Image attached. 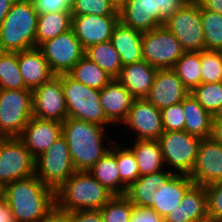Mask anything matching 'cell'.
<instances>
[{"label":"cell","instance_id":"bcb514c9","mask_svg":"<svg viewBox=\"0 0 222 222\" xmlns=\"http://www.w3.org/2000/svg\"><path fill=\"white\" fill-rule=\"evenodd\" d=\"M67 215L70 222H104L100 209L72 211Z\"/></svg>","mask_w":222,"mask_h":222},{"label":"cell","instance_id":"83f0119b","mask_svg":"<svg viewBox=\"0 0 222 222\" xmlns=\"http://www.w3.org/2000/svg\"><path fill=\"white\" fill-rule=\"evenodd\" d=\"M185 113V131L201 139L209 138L213 116L189 93L182 101Z\"/></svg>","mask_w":222,"mask_h":222},{"label":"cell","instance_id":"ffe728a7","mask_svg":"<svg viewBox=\"0 0 222 222\" xmlns=\"http://www.w3.org/2000/svg\"><path fill=\"white\" fill-rule=\"evenodd\" d=\"M99 98L103 113L111 125L126 120L135 99L118 79H112L103 87Z\"/></svg>","mask_w":222,"mask_h":222},{"label":"cell","instance_id":"603a6c76","mask_svg":"<svg viewBox=\"0 0 222 222\" xmlns=\"http://www.w3.org/2000/svg\"><path fill=\"white\" fill-rule=\"evenodd\" d=\"M18 64L25 85L31 91L55 75L38 47L18 52Z\"/></svg>","mask_w":222,"mask_h":222},{"label":"cell","instance_id":"7c38bea8","mask_svg":"<svg viewBox=\"0 0 222 222\" xmlns=\"http://www.w3.org/2000/svg\"><path fill=\"white\" fill-rule=\"evenodd\" d=\"M55 75L68 73L85 55L81 42L70 29L38 47Z\"/></svg>","mask_w":222,"mask_h":222},{"label":"cell","instance_id":"9c48e42d","mask_svg":"<svg viewBox=\"0 0 222 222\" xmlns=\"http://www.w3.org/2000/svg\"><path fill=\"white\" fill-rule=\"evenodd\" d=\"M184 50L174 34L164 25L142 34V55L157 69H172Z\"/></svg>","mask_w":222,"mask_h":222},{"label":"cell","instance_id":"ee69618b","mask_svg":"<svg viewBox=\"0 0 222 222\" xmlns=\"http://www.w3.org/2000/svg\"><path fill=\"white\" fill-rule=\"evenodd\" d=\"M159 1V24L165 21L178 9L183 8L191 0H158Z\"/></svg>","mask_w":222,"mask_h":222},{"label":"cell","instance_id":"c3c4849f","mask_svg":"<svg viewBox=\"0 0 222 222\" xmlns=\"http://www.w3.org/2000/svg\"><path fill=\"white\" fill-rule=\"evenodd\" d=\"M0 222H16L6 199L0 201Z\"/></svg>","mask_w":222,"mask_h":222},{"label":"cell","instance_id":"ab89813d","mask_svg":"<svg viewBox=\"0 0 222 222\" xmlns=\"http://www.w3.org/2000/svg\"><path fill=\"white\" fill-rule=\"evenodd\" d=\"M202 83L222 82V51H201Z\"/></svg>","mask_w":222,"mask_h":222},{"label":"cell","instance_id":"d590c367","mask_svg":"<svg viewBox=\"0 0 222 222\" xmlns=\"http://www.w3.org/2000/svg\"><path fill=\"white\" fill-rule=\"evenodd\" d=\"M191 95L212 116L219 115L222 111V82L201 83L194 88Z\"/></svg>","mask_w":222,"mask_h":222},{"label":"cell","instance_id":"30bf717a","mask_svg":"<svg viewBox=\"0 0 222 222\" xmlns=\"http://www.w3.org/2000/svg\"><path fill=\"white\" fill-rule=\"evenodd\" d=\"M180 42L185 52H201L205 39L201 22V7L195 1H189L178 9L164 23Z\"/></svg>","mask_w":222,"mask_h":222},{"label":"cell","instance_id":"8fae6325","mask_svg":"<svg viewBox=\"0 0 222 222\" xmlns=\"http://www.w3.org/2000/svg\"><path fill=\"white\" fill-rule=\"evenodd\" d=\"M35 163L19 137L0 138V181L8 184L35 175Z\"/></svg>","mask_w":222,"mask_h":222},{"label":"cell","instance_id":"f546056e","mask_svg":"<svg viewBox=\"0 0 222 222\" xmlns=\"http://www.w3.org/2000/svg\"><path fill=\"white\" fill-rule=\"evenodd\" d=\"M72 29L71 12H51L38 15L36 47Z\"/></svg>","mask_w":222,"mask_h":222},{"label":"cell","instance_id":"2e32d148","mask_svg":"<svg viewBox=\"0 0 222 222\" xmlns=\"http://www.w3.org/2000/svg\"><path fill=\"white\" fill-rule=\"evenodd\" d=\"M119 16L82 15L72 16V29L84 50L111 40Z\"/></svg>","mask_w":222,"mask_h":222},{"label":"cell","instance_id":"3957f363","mask_svg":"<svg viewBox=\"0 0 222 222\" xmlns=\"http://www.w3.org/2000/svg\"><path fill=\"white\" fill-rule=\"evenodd\" d=\"M113 196L89 171H75L55 191L56 209L65 213L101 209Z\"/></svg>","mask_w":222,"mask_h":222},{"label":"cell","instance_id":"4dcf8cb0","mask_svg":"<svg viewBox=\"0 0 222 222\" xmlns=\"http://www.w3.org/2000/svg\"><path fill=\"white\" fill-rule=\"evenodd\" d=\"M85 56L95 62L113 79H117L123 67L118 51L111 41L98 43L85 50Z\"/></svg>","mask_w":222,"mask_h":222},{"label":"cell","instance_id":"8992f818","mask_svg":"<svg viewBox=\"0 0 222 222\" xmlns=\"http://www.w3.org/2000/svg\"><path fill=\"white\" fill-rule=\"evenodd\" d=\"M32 117L31 90L0 89V138L20 137Z\"/></svg>","mask_w":222,"mask_h":222},{"label":"cell","instance_id":"f5cc1de1","mask_svg":"<svg viewBox=\"0 0 222 222\" xmlns=\"http://www.w3.org/2000/svg\"><path fill=\"white\" fill-rule=\"evenodd\" d=\"M6 198V184L0 181V201Z\"/></svg>","mask_w":222,"mask_h":222},{"label":"cell","instance_id":"7bdbcfd3","mask_svg":"<svg viewBox=\"0 0 222 222\" xmlns=\"http://www.w3.org/2000/svg\"><path fill=\"white\" fill-rule=\"evenodd\" d=\"M34 9L40 14L51 12H71L72 9L63 0H30Z\"/></svg>","mask_w":222,"mask_h":222},{"label":"cell","instance_id":"cb8c5ba5","mask_svg":"<svg viewBox=\"0 0 222 222\" xmlns=\"http://www.w3.org/2000/svg\"><path fill=\"white\" fill-rule=\"evenodd\" d=\"M157 68L141 60L122 67L117 78L136 98H145L151 90Z\"/></svg>","mask_w":222,"mask_h":222},{"label":"cell","instance_id":"4fadbf2b","mask_svg":"<svg viewBox=\"0 0 222 222\" xmlns=\"http://www.w3.org/2000/svg\"><path fill=\"white\" fill-rule=\"evenodd\" d=\"M33 116L40 119L63 122L68 117L62 85V74L32 91Z\"/></svg>","mask_w":222,"mask_h":222},{"label":"cell","instance_id":"4316f807","mask_svg":"<svg viewBox=\"0 0 222 222\" xmlns=\"http://www.w3.org/2000/svg\"><path fill=\"white\" fill-rule=\"evenodd\" d=\"M114 143L115 146H111L110 151L100 158L89 172L113 195H126L128 187L120 178L116 160V141Z\"/></svg>","mask_w":222,"mask_h":222},{"label":"cell","instance_id":"1f68e13d","mask_svg":"<svg viewBox=\"0 0 222 222\" xmlns=\"http://www.w3.org/2000/svg\"><path fill=\"white\" fill-rule=\"evenodd\" d=\"M68 74L80 83L97 90H101L113 79L85 55L72 67Z\"/></svg>","mask_w":222,"mask_h":222},{"label":"cell","instance_id":"44dd1931","mask_svg":"<svg viewBox=\"0 0 222 222\" xmlns=\"http://www.w3.org/2000/svg\"><path fill=\"white\" fill-rule=\"evenodd\" d=\"M165 222H209L206 186L193 185L180 205L164 218Z\"/></svg>","mask_w":222,"mask_h":222},{"label":"cell","instance_id":"d6a6232c","mask_svg":"<svg viewBox=\"0 0 222 222\" xmlns=\"http://www.w3.org/2000/svg\"><path fill=\"white\" fill-rule=\"evenodd\" d=\"M184 87L191 92L202 83L201 52H184L172 68Z\"/></svg>","mask_w":222,"mask_h":222},{"label":"cell","instance_id":"f1b7e54d","mask_svg":"<svg viewBox=\"0 0 222 222\" xmlns=\"http://www.w3.org/2000/svg\"><path fill=\"white\" fill-rule=\"evenodd\" d=\"M137 160L140 177L164 170L165 164L159 140H137L129 147Z\"/></svg>","mask_w":222,"mask_h":222},{"label":"cell","instance_id":"5bb4252c","mask_svg":"<svg viewBox=\"0 0 222 222\" xmlns=\"http://www.w3.org/2000/svg\"><path fill=\"white\" fill-rule=\"evenodd\" d=\"M136 132L137 140H158L164 132L161 111L146 98H136L123 122Z\"/></svg>","mask_w":222,"mask_h":222},{"label":"cell","instance_id":"74e56055","mask_svg":"<svg viewBox=\"0 0 222 222\" xmlns=\"http://www.w3.org/2000/svg\"><path fill=\"white\" fill-rule=\"evenodd\" d=\"M119 4L115 0H77L72 16L99 15L119 16Z\"/></svg>","mask_w":222,"mask_h":222},{"label":"cell","instance_id":"816d5d0a","mask_svg":"<svg viewBox=\"0 0 222 222\" xmlns=\"http://www.w3.org/2000/svg\"><path fill=\"white\" fill-rule=\"evenodd\" d=\"M16 0H0V26Z\"/></svg>","mask_w":222,"mask_h":222},{"label":"cell","instance_id":"681fc988","mask_svg":"<svg viewBox=\"0 0 222 222\" xmlns=\"http://www.w3.org/2000/svg\"><path fill=\"white\" fill-rule=\"evenodd\" d=\"M203 9L211 10L222 15V0H195Z\"/></svg>","mask_w":222,"mask_h":222},{"label":"cell","instance_id":"7dc6e473","mask_svg":"<svg viewBox=\"0 0 222 222\" xmlns=\"http://www.w3.org/2000/svg\"><path fill=\"white\" fill-rule=\"evenodd\" d=\"M210 138L222 145V117L213 116Z\"/></svg>","mask_w":222,"mask_h":222},{"label":"cell","instance_id":"f907efd6","mask_svg":"<svg viewBox=\"0 0 222 222\" xmlns=\"http://www.w3.org/2000/svg\"><path fill=\"white\" fill-rule=\"evenodd\" d=\"M40 222H70L67 213L61 212L56 208Z\"/></svg>","mask_w":222,"mask_h":222},{"label":"cell","instance_id":"e575fe53","mask_svg":"<svg viewBox=\"0 0 222 222\" xmlns=\"http://www.w3.org/2000/svg\"><path fill=\"white\" fill-rule=\"evenodd\" d=\"M205 50L222 51V15L201 7Z\"/></svg>","mask_w":222,"mask_h":222},{"label":"cell","instance_id":"f35d334b","mask_svg":"<svg viewBox=\"0 0 222 222\" xmlns=\"http://www.w3.org/2000/svg\"><path fill=\"white\" fill-rule=\"evenodd\" d=\"M116 160L121 181L129 188L140 177L136 157L129 147L120 148L116 142Z\"/></svg>","mask_w":222,"mask_h":222},{"label":"cell","instance_id":"9a60e30c","mask_svg":"<svg viewBox=\"0 0 222 222\" xmlns=\"http://www.w3.org/2000/svg\"><path fill=\"white\" fill-rule=\"evenodd\" d=\"M195 185L222 181V145L210 137L201 139L194 169L189 176Z\"/></svg>","mask_w":222,"mask_h":222},{"label":"cell","instance_id":"836d02e7","mask_svg":"<svg viewBox=\"0 0 222 222\" xmlns=\"http://www.w3.org/2000/svg\"><path fill=\"white\" fill-rule=\"evenodd\" d=\"M0 89H27L18 64V52L0 51Z\"/></svg>","mask_w":222,"mask_h":222},{"label":"cell","instance_id":"f6af8a7d","mask_svg":"<svg viewBox=\"0 0 222 222\" xmlns=\"http://www.w3.org/2000/svg\"><path fill=\"white\" fill-rule=\"evenodd\" d=\"M129 222H165V220L151 208L134 206Z\"/></svg>","mask_w":222,"mask_h":222},{"label":"cell","instance_id":"db71d44e","mask_svg":"<svg viewBox=\"0 0 222 222\" xmlns=\"http://www.w3.org/2000/svg\"><path fill=\"white\" fill-rule=\"evenodd\" d=\"M66 2V4L72 9L74 5L76 4L77 0H63Z\"/></svg>","mask_w":222,"mask_h":222},{"label":"cell","instance_id":"ac0fdd59","mask_svg":"<svg viewBox=\"0 0 222 222\" xmlns=\"http://www.w3.org/2000/svg\"><path fill=\"white\" fill-rule=\"evenodd\" d=\"M189 93L173 69H158L145 98L161 111L182 102Z\"/></svg>","mask_w":222,"mask_h":222},{"label":"cell","instance_id":"ba28073f","mask_svg":"<svg viewBox=\"0 0 222 222\" xmlns=\"http://www.w3.org/2000/svg\"><path fill=\"white\" fill-rule=\"evenodd\" d=\"M67 141L63 136L36 158L35 175L54 191L75 172Z\"/></svg>","mask_w":222,"mask_h":222},{"label":"cell","instance_id":"8d00e7d4","mask_svg":"<svg viewBox=\"0 0 222 222\" xmlns=\"http://www.w3.org/2000/svg\"><path fill=\"white\" fill-rule=\"evenodd\" d=\"M133 209L126 195H114L100 211L104 222H129Z\"/></svg>","mask_w":222,"mask_h":222},{"label":"cell","instance_id":"277c9868","mask_svg":"<svg viewBox=\"0 0 222 222\" xmlns=\"http://www.w3.org/2000/svg\"><path fill=\"white\" fill-rule=\"evenodd\" d=\"M37 19L38 13L30 0H16L0 26V51L35 48Z\"/></svg>","mask_w":222,"mask_h":222},{"label":"cell","instance_id":"11a10c76","mask_svg":"<svg viewBox=\"0 0 222 222\" xmlns=\"http://www.w3.org/2000/svg\"><path fill=\"white\" fill-rule=\"evenodd\" d=\"M118 4L122 1V0H115Z\"/></svg>","mask_w":222,"mask_h":222},{"label":"cell","instance_id":"5b68a950","mask_svg":"<svg viewBox=\"0 0 222 222\" xmlns=\"http://www.w3.org/2000/svg\"><path fill=\"white\" fill-rule=\"evenodd\" d=\"M63 92L68 110V117L106 127L111 124L105 117L100 90L91 88L72 78L68 73L62 74Z\"/></svg>","mask_w":222,"mask_h":222},{"label":"cell","instance_id":"6da1fadb","mask_svg":"<svg viewBox=\"0 0 222 222\" xmlns=\"http://www.w3.org/2000/svg\"><path fill=\"white\" fill-rule=\"evenodd\" d=\"M16 222H40L55 208V191L36 175L6 184V198Z\"/></svg>","mask_w":222,"mask_h":222},{"label":"cell","instance_id":"484cf974","mask_svg":"<svg viewBox=\"0 0 222 222\" xmlns=\"http://www.w3.org/2000/svg\"><path fill=\"white\" fill-rule=\"evenodd\" d=\"M168 170L139 177L126 193L131 203L135 207L152 208L155 192L174 174Z\"/></svg>","mask_w":222,"mask_h":222},{"label":"cell","instance_id":"7402d4cb","mask_svg":"<svg viewBox=\"0 0 222 222\" xmlns=\"http://www.w3.org/2000/svg\"><path fill=\"white\" fill-rule=\"evenodd\" d=\"M193 185L194 183L188 175L173 174L155 192L151 209L165 218L180 205L185 193Z\"/></svg>","mask_w":222,"mask_h":222},{"label":"cell","instance_id":"d6986e66","mask_svg":"<svg viewBox=\"0 0 222 222\" xmlns=\"http://www.w3.org/2000/svg\"><path fill=\"white\" fill-rule=\"evenodd\" d=\"M62 136V123L55 120L32 117L20 139L36 159Z\"/></svg>","mask_w":222,"mask_h":222},{"label":"cell","instance_id":"60d3db41","mask_svg":"<svg viewBox=\"0 0 222 222\" xmlns=\"http://www.w3.org/2000/svg\"><path fill=\"white\" fill-rule=\"evenodd\" d=\"M209 222H222V181L206 185Z\"/></svg>","mask_w":222,"mask_h":222},{"label":"cell","instance_id":"52a82bcc","mask_svg":"<svg viewBox=\"0 0 222 222\" xmlns=\"http://www.w3.org/2000/svg\"><path fill=\"white\" fill-rule=\"evenodd\" d=\"M164 164L174 174L190 176L197 159L201 138L186 131H164L159 137Z\"/></svg>","mask_w":222,"mask_h":222},{"label":"cell","instance_id":"7a4b0ae2","mask_svg":"<svg viewBox=\"0 0 222 222\" xmlns=\"http://www.w3.org/2000/svg\"><path fill=\"white\" fill-rule=\"evenodd\" d=\"M105 127L92 122L67 117L62 122V136L67 141L70 157L76 171H89L110 151L104 147Z\"/></svg>","mask_w":222,"mask_h":222},{"label":"cell","instance_id":"b9f144b4","mask_svg":"<svg viewBox=\"0 0 222 222\" xmlns=\"http://www.w3.org/2000/svg\"><path fill=\"white\" fill-rule=\"evenodd\" d=\"M164 131H185V113L182 102L161 110Z\"/></svg>","mask_w":222,"mask_h":222},{"label":"cell","instance_id":"d4e9b609","mask_svg":"<svg viewBox=\"0 0 222 222\" xmlns=\"http://www.w3.org/2000/svg\"><path fill=\"white\" fill-rule=\"evenodd\" d=\"M142 34L120 21L114 27L110 41L118 51L123 66L143 60Z\"/></svg>","mask_w":222,"mask_h":222},{"label":"cell","instance_id":"e0dca14e","mask_svg":"<svg viewBox=\"0 0 222 222\" xmlns=\"http://www.w3.org/2000/svg\"><path fill=\"white\" fill-rule=\"evenodd\" d=\"M118 11L123 25L141 33L161 26L158 0H122Z\"/></svg>","mask_w":222,"mask_h":222}]
</instances>
